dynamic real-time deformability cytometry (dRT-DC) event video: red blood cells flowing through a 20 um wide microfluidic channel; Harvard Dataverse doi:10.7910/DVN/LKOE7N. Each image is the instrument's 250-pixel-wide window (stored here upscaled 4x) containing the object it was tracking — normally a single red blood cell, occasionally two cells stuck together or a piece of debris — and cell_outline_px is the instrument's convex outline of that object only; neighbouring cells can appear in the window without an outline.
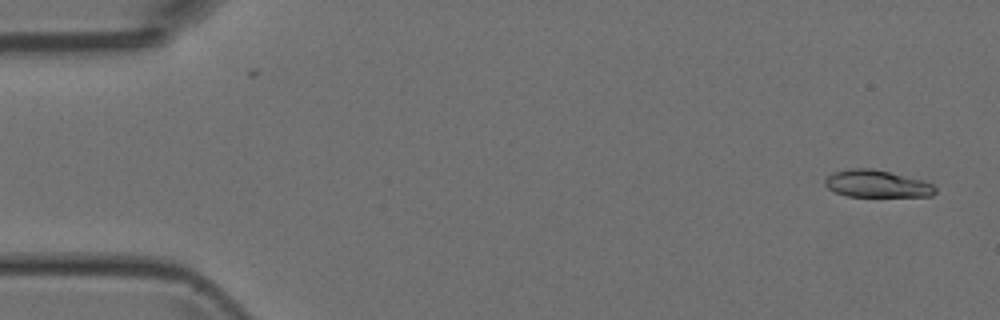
{"species": "Egyptian fruit bat (a non-hibernating species)", "species_latin": "Rousettus aegyptiacus", "temperature_condition": "room temperature", "stored_images_in_passage": 4, "camera_frame_rate_fps": 3000, "um_per_image_px": 0.085, "animal": {"sex": "female"}, "frame": {"image": 1, "passage_image": 1, "time_ms": 0.0, "image_size_px": [1000, 320], "cell_outline_px": [[936, 192], [932, 196], [848, 196], [836, 192], [828, 188], [824, 184], [824, 180], [832, 172], [852, 168], [872, 168], [924, 180], [932, 184], [936, 188]], "centroid_in_image_um": [74.53, 15.61], "position_along_channel_um": 10.5, "area_um2": 17.46}}
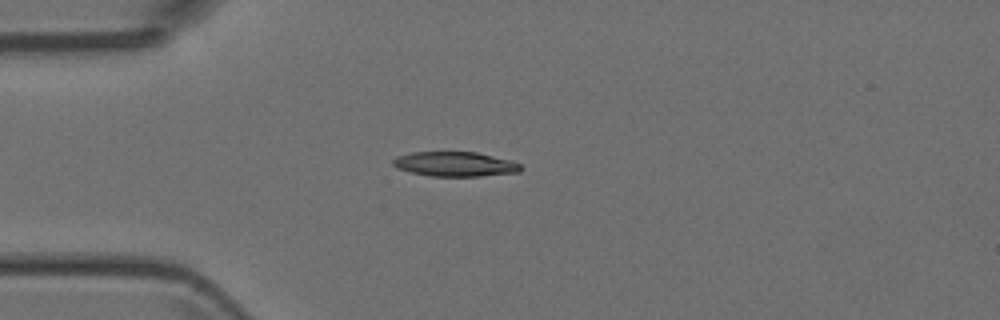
{"frame": {"image": 2, "passage_image": 4, "time_ms": 3.667, "image_size_px": [1000, 320], "cell_outline_px": [[524, 168], [520, 172], [480, 176], [432, 176], [408, 172], [396, 168], [392, 164], [392, 160], [396, 156], [412, 152], [476, 152], [512, 160], [520, 164]], "centroid_in_image_um": [38.67, 13.95], "position_along_channel_um": 46.3, "area_um2": 18.55}}